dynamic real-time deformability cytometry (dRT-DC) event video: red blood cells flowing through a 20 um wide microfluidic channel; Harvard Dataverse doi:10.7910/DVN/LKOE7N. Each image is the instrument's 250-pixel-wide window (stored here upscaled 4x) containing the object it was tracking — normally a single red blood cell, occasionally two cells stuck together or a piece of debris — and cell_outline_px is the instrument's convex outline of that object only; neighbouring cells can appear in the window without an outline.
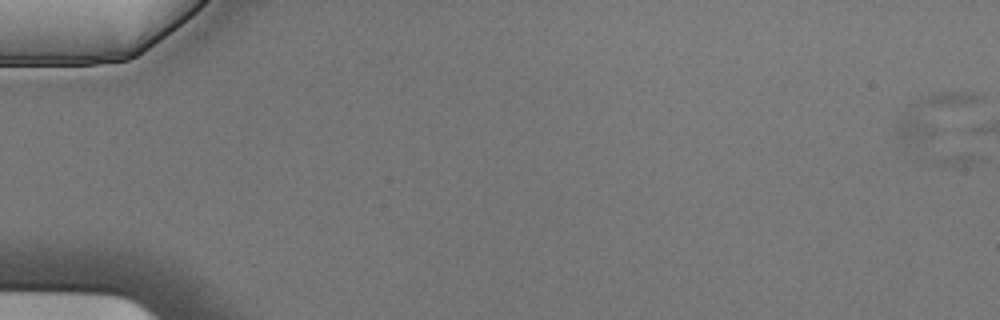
{"species": "Egyptian fruit bat (a non-hibernating species)", "species_latin": "Rousettus aegyptiacus", "temperature_condition": "cold", "stored_images_in_passage": 7, "camera_frame_rate_fps": 3000, "um_per_image_px": 0.085, "animal": {"sex": "male"}, "frame": {"image": 1, "passage_image": 1, "time_ms": 0.0, "image_size_px": [1000, 320], "cell_outline_px": [[984, 96], [980, 100], [936, 132], [920, 140], [908, 144], [904, 144], [900, 140], [896, 132], [896, 128], [904, 104], [936, 92], [972, 92]], "centroid_in_image_um": [79.24, 9.68], "position_along_channel_um": 5.8, "area_um2": 18.5}}